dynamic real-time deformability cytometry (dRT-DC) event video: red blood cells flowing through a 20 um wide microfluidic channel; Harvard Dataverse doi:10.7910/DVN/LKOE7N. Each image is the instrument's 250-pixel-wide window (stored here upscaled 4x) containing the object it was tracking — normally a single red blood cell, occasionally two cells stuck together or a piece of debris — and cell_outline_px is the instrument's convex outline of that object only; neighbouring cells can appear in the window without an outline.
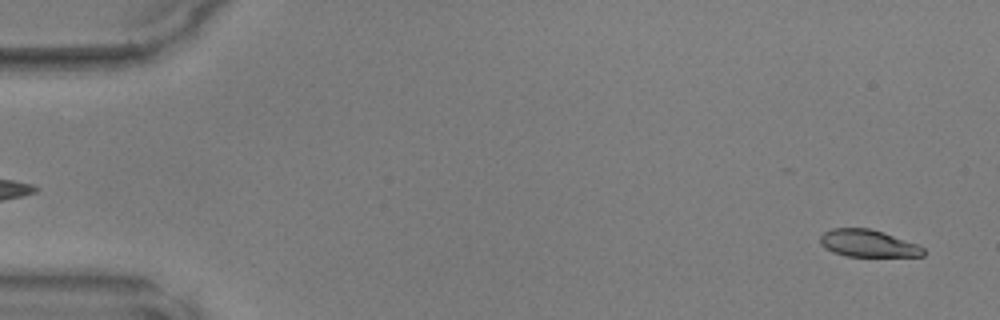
{"species": "common noctule bat (a hibernating species)", "species_latin": "Nyctalus noctula", "temperature_condition": "warm", "stored_images_in_passage": 48, "camera_frame_rate_fps": 3000, "um_per_image_px": 0.085, "animal": {"sex": "male", "body_mass_g": 17.9, "forearm_length_mm": 54.2}, "frame": {"image": 1, "passage_image": 2, "time_ms": 0.333, "image_size_px": [1000, 320], "cell_outline_px": [[924, 256], [848, 256], [832, 252], [824, 248], [820, 244], [820, 236], [824, 232], [832, 228], [868, 228], [884, 232], [920, 244], [924, 248]], "centroid_in_image_um": [73.8, 20.68], "position_along_channel_um": 11.2, "area_um2": 16.53}}
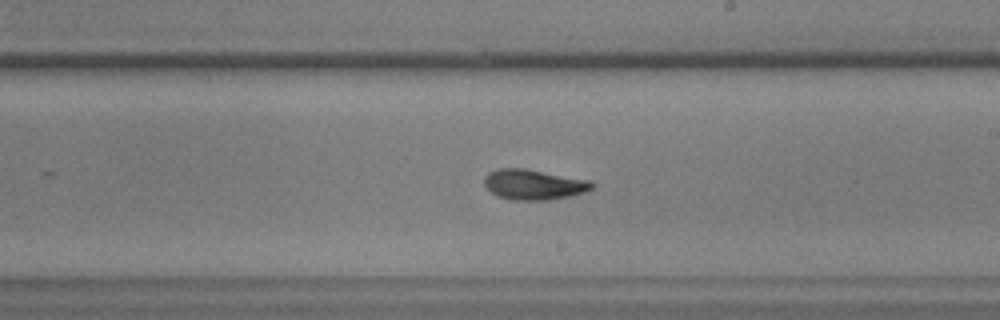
{"frame": {"image": 2, "passage_image": 28, "time_ms": 9.0, "image_size_px": [1000, 320], "cell_outline_px": [[592, 188], [584, 192], [572, 196], [548, 200], [512, 200], [496, 196], [484, 184], [484, 176], [488, 172], [496, 168], [528, 168], [592, 180]], "centroid_in_image_um": [45.36, 15.67], "position_along_channel_um": 243.6, "area_um2": 19.36}}
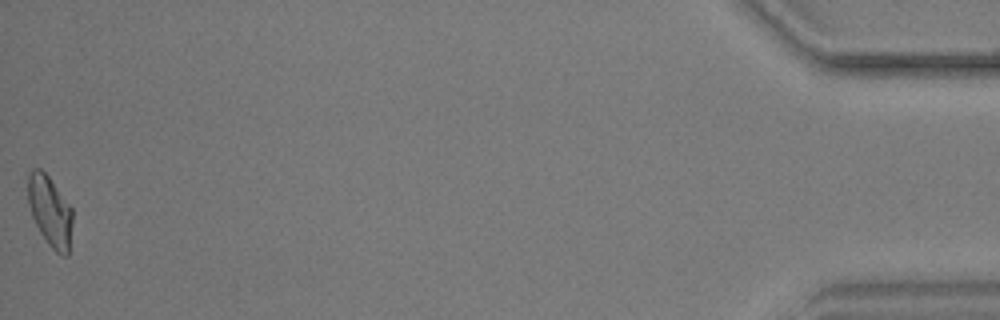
{"frame": {"image": 3, "passage_image": 48, "time_ms": 15.667, "image_size_px": [1000, 320], "cell_outline_px": [[72, 224], [68, 256], [64, 256], [56, 252], [48, 244], [40, 232], [32, 216], [28, 204], [28, 172], [32, 168], [40, 168], [48, 176], [72, 208]], "centroid_in_image_um": [4.24, 17.95], "position_along_channel_um": 431.0, "area_um2": 18.26}}